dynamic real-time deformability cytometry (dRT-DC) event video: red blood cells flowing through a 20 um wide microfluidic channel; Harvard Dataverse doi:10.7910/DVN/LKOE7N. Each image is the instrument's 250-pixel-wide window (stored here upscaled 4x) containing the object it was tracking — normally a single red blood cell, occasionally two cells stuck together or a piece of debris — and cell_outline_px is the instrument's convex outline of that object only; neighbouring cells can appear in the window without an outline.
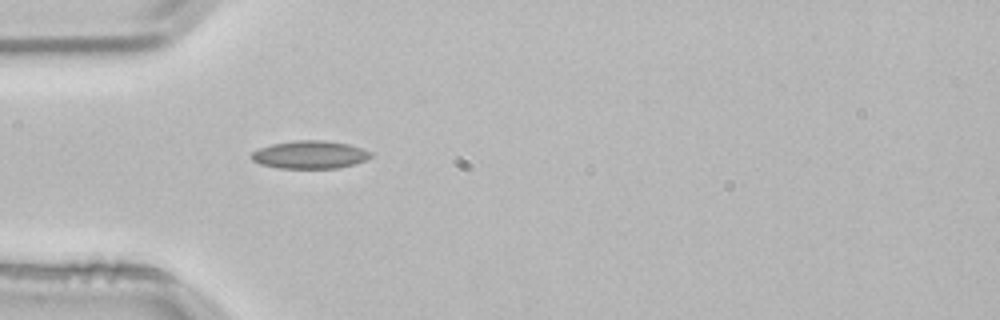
{"species": "common noctule bat (a hibernating species)", "species_latin": "Nyctalus noctula", "temperature_condition": "room temperature", "stored_images_in_passage": 1, "camera_frame_rate_fps": 3000, "um_per_image_px": 0.085, "animal": {"sex": "male", "body_mass_g": 21.5, "forearm_length_mm": 52.0}, "frame": {"image": 1, "passage_image": 1, "time_ms": 0.0, "image_size_px": [1000, 320], "cell_outline_px": [[372, 156], [368, 160], [356, 164], [336, 168], [280, 168], [260, 164], [252, 160], [252, 152], [260, 148], [272, 144], [292, 140], [324, 140], [348, 144], [372, 152]], "centroid_in_image_um": [26.37, 13.15], "position_along_channel_um": 58.6, "area_um2": 19.42}}